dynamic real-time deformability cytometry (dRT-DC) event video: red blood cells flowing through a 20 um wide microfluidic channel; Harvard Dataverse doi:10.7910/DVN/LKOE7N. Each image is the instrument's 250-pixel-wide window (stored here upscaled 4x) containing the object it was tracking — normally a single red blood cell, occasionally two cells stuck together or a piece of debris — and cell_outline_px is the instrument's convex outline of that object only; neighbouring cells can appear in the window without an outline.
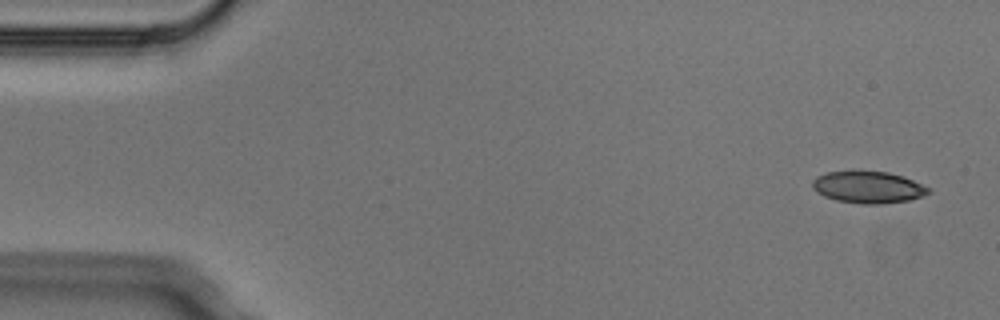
{"species": "Egyptian fruit bat (a non-hibernating species)", "species_latin": "Rousettus aegyptiacus", "temperature_condition": "cold", "stored_images_in_passage": 5, "camera_frame_rate_fps": 3000, "um_per_image_px": 0.085, "animal": {"sex": "male"}, "frame": {"image": 1, "passage_image": 1, "time_ms": 0.0, "image_size_px": [1000, 320], "cell_outline_px": [[932, 192], [924, 196], [908, 200], [880, 204], [860, 204], [836, 200], [824, 196], [816, 192], [812, 188], [812, 180], [816, 176], [828, 172], [852, 168], [888, 172], [904, 176], [932, 188]], "centroid_in_image_um": [73.79, 15.87], "position_along_channel_um": 11.2, "area_um2": 22.48}}
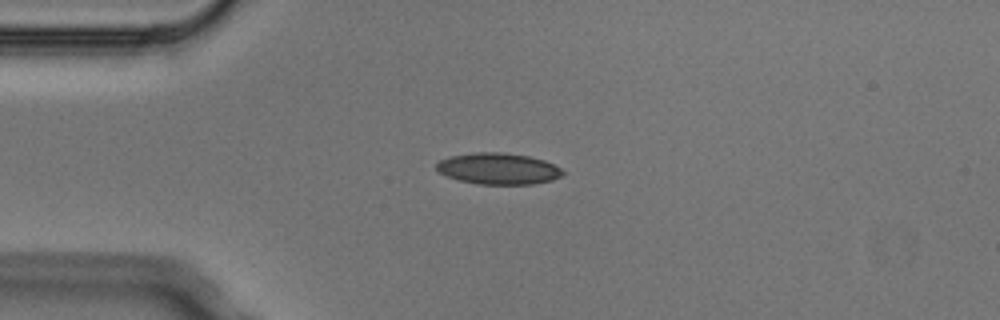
{"frame": {"image": 2, "passage_image": 4, "time_ms": 1.0, "image_size_px": [1000, 320], "cell_outline_px": [[564, 172], [560, 176], [552, 180], [532, 184], [480, 184], [460, 180], [436, 172], [436, 164], [440, 160], [448, 156], [472, 152], [500, 152], [528, 156], [544, 160], [560, 168]], "centroid_in_image_um": [42.31, 14.33], "position_along_channel_um": 42.7, "area_um2": 23.0}}
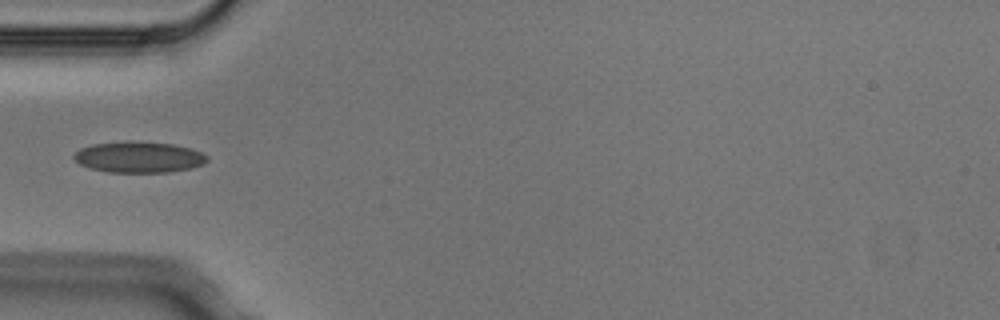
{"frame": {"image": 3, "passage_image": 5, "time_ms": 1.333, "image_size_px": [1000, 320], "cell_outline_px": [[208, 160], [204, 164], [192, 168], [168, 172], [108, 172], [92, 168], [80, 164], [72, 156], [80, 148], [92, 144], [128, 140], [132, 140], [172, 144], [192, 148], [208, 156]], "centroid_in_image_um": [11.82, 13.34], "position_along_channel_um": 73.2, "area_um2": 24.28}}